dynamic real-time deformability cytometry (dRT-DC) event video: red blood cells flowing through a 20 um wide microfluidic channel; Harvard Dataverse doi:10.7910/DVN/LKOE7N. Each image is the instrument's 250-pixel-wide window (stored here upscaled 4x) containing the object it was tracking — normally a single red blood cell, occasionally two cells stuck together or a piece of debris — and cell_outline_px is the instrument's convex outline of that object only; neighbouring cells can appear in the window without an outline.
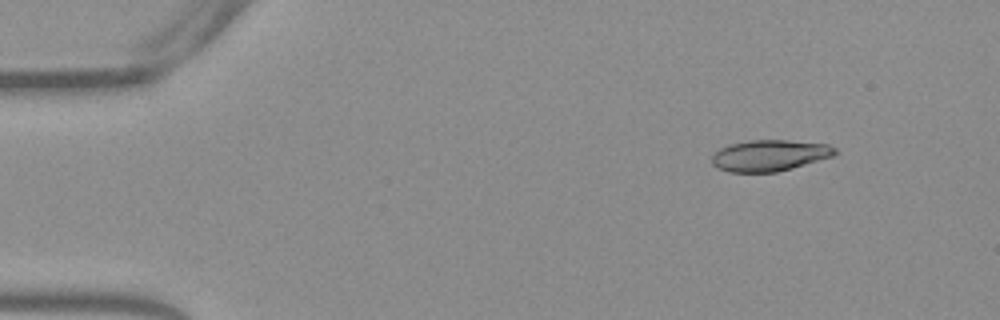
{"species": "Egyptian fruit bat (a non-hibernating species)", "species_latin": "Rousettus aegyptiacus", "temperature_condition": "warm", "stored_images_in_passage": 48, "camera_frame_rate_fps": 3000, "um_per_image_px": 0.085, "frame": {"image": 1, "passage_image": 1, "time_ms": 0.0, "image_size_px": [1000, 320], "cell_outline_px": [[840, 152], [832, 156], [792, 168], [776, 172], [728, 172], [712, 164], [712, 156], [720, 148], [728, 144], [748, 140], [788, 140], [828, 144], [836, 148]], "centroid_in_image_um": [65.42, 13.2], "position_along_channel_um": 19.6, "area_um2": 22.43}}
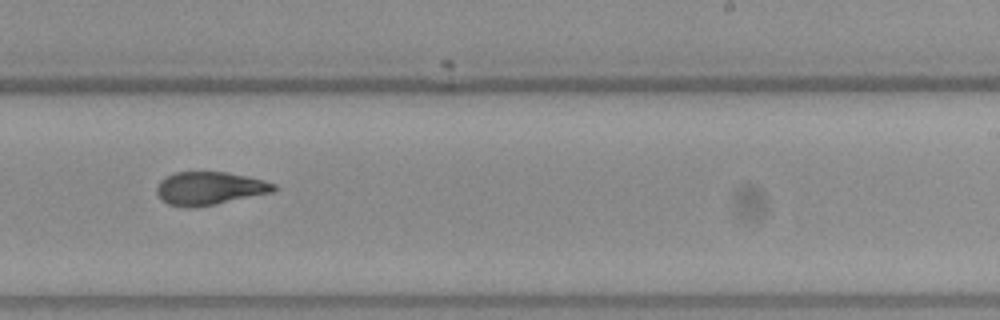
{"frame": {"image": 2, "passage_image": 28, "time_ms": 9.0, "image_size_px": [1000, 320], "cell_outline_px": [[276, 188], [272, 192], [216, 204], [196, 208], [184, 208], [168, 204], [160, 200], [156, 192], [156, 188], [160, 180], [164, 176], [176, 172], [228, 172], [264, 180], [276, 184]], "centroid_in_image_um": [17.75, 16.02], "position_along_channel_um": 271.2, "area_um2": 22.83}}
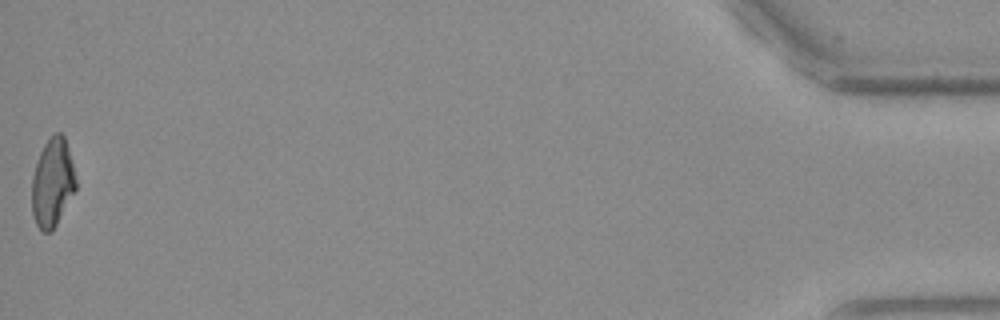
{"frame": {"image": 3, "passage_image": 48, "time_ms": 15.667, "image_size_px": [1000, 320], "cell_outline_px": [[76, 188], [56, 224], [48, 232], [44, 232], [36, 224], [32, 212], [32, 176], [40, 152], [44, 144], [56, 132], [60, 132], [64, 136], [72, 164], [76, 180]], "centroid_in_image_um": [4.44, 15.52], "position_along_channel_um": 430.8, "area_um2": 22.08}, "authors_computed_cell_mechanics": {"area_um2": 22.7154, "velocity_mm_per_s": 3.8418, "shape_relaxation_time_tau1_ms": null, "shape_relaxation_time_tau2_ms": 2.4048, "deformation_change_tau1": null, "deformation_change_tau2": 0.0904}}